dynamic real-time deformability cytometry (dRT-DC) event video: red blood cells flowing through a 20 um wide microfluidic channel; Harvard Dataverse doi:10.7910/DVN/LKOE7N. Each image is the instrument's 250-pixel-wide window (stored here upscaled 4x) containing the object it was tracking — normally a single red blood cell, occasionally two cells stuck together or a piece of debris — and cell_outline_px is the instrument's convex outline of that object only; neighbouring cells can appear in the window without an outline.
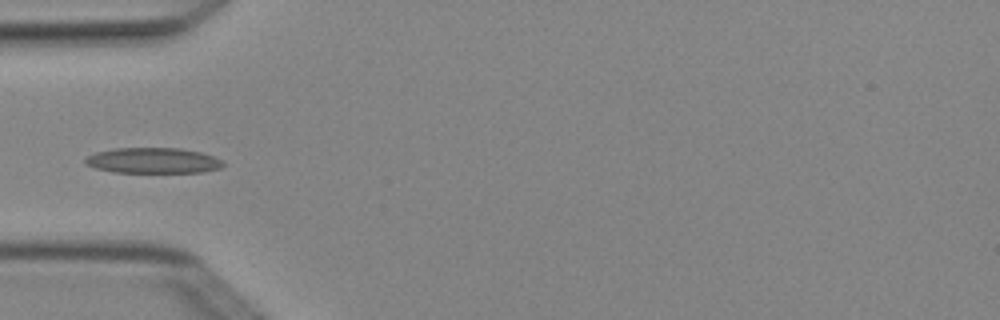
{"species": "Egyptian fruit bat (a non-hibernating species)", "species_latin": "Rousettus aegyptiacus", "temperature_condition": "cold", "stored_images_in_passage": 5, "camera_frame_rate_fps": 3000, "um_per_image_px": 0.085, "animal": {"sex": "female"}, "frame": {"image": 1, "passage_image": 5, "time_ms": 1.333, "image_size_px": [1000, 320], "cell_outline_px": [[224, 164], [220, 168], [200, 172], [112, 172], [96, 168], [84, 164], [84, 160], [88, 156], [96, 152], [112, 148], [180, 148], [200, 152], [212, 156], [220, 160]], "centroid_in_image_um": [12.96, 13.64], "position_along_channel_um": 72.0, "area_um2": 20.4}}